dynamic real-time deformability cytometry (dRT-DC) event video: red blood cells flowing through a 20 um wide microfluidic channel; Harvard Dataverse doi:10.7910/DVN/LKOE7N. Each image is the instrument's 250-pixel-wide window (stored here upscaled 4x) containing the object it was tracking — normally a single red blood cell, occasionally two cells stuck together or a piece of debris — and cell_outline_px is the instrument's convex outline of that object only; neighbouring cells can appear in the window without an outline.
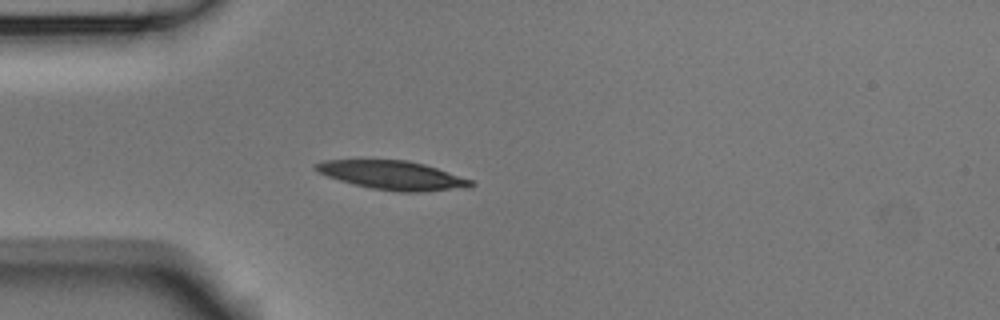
{"species": "Egyptian fruit bat (a non-hibernating species)", "species_latin": "Rousettus aegyptiacus", "temperature_condition": "room temperature", "stored_images_in_passage": 40, "camera_frame_rate_fps": 3000, "um_per_image_px": 0.085, "animal": {"sex": "male"}, "frame": {"image": 1, "passage_image": 1, "time_ms": 0.0, "image_size_px": [1000, 320], "cell_outline_px": [[476, 184], [472, 188], [420, 192], [396, 192], [368, 188], [352, 184], [316, 172], [312, 168], [312, 164], [324, 160], [408, 160], [424, 164], [472, 180]], "centroid_in_image_um": [33.36, 14.91], "position_along_channel_um": 51.6, "area_um2": 26.41}}
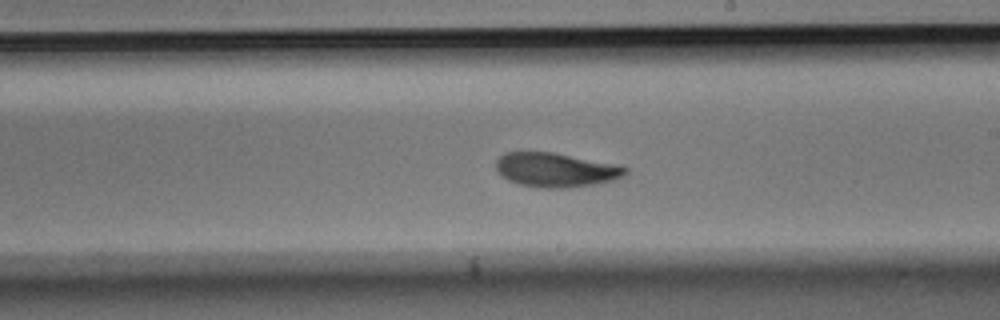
{"frame": {"image": 2, "passage_image": 17, "time_ms": 5.333, "image_size_px": [1000, 320], "cell_outline_px": [[628, 172], [624, 176], [612, 180], [592, 184], [568, 188], [540, 188], [520, 184], [508, 180], [500, 176], [496, 172], [496, 160], [504, 152], [552, 152], [620, 164], [628, 168]], "centroid_in_image_um": [47.24, 14.43], "position_along_channel_um": 241.8, "area_um2": 26.07}}
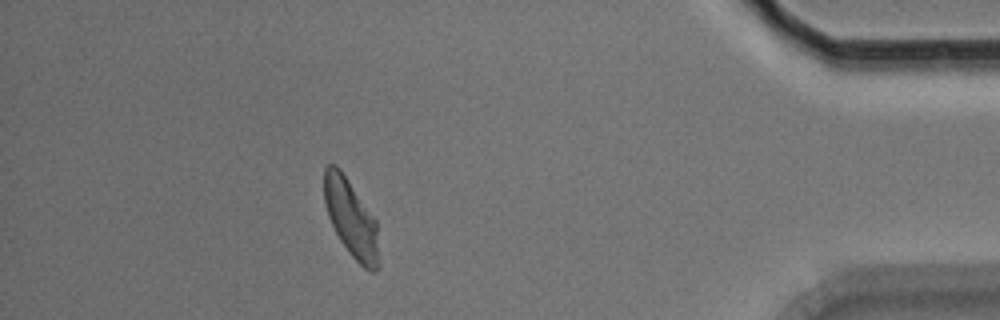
{"frame": {"image": 3, "passage_image": 34, "time_ms": 11.0, "image_size_px": [1000, 320], "cell_outline_px": [[380, 264], [376, 272], [372, 272], [364, 268], [348, 252], [340, 240], [328, 216], [324, 204], [324, 168], [328, 164], [336, 164], [340, 168], [376, 220]], "centroid_in_image_um": [29.84, 18.57], "position_along_channel_um": 405.4, "area_um2": 24.8}, "authors_computed_cell_mechanics": {"area_um2": 25.6921, "velocity_mm_per_s": 3.7291, "shape_relaxation_time_tau1_ms": 2.5752, "shape_relaxation_time_tau2_ms": 2.7485, "deformation_change_tau1": 0.1395, "deformation_change_tau2": 0.0685}}